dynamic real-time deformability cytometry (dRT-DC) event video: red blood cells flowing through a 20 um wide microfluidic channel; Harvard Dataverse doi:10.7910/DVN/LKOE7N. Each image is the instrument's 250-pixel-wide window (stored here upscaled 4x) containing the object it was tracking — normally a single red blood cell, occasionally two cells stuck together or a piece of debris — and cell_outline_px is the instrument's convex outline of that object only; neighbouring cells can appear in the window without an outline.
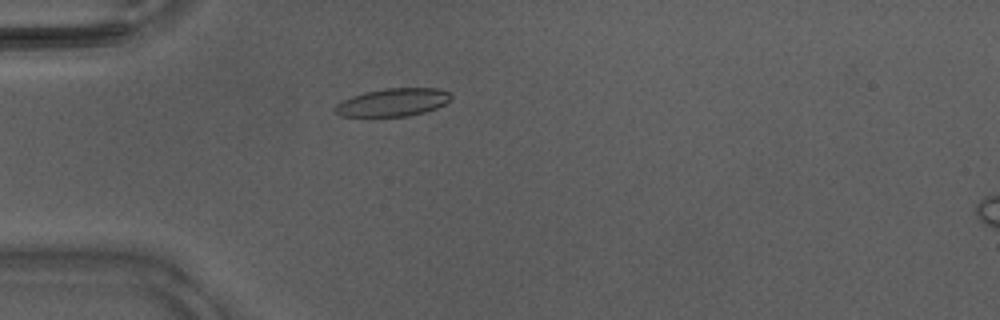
{"species": "Egyptian fruit bat (a non-hibernating species)", "species_latin": "Rousettus aegyptiacus", "temperature_condition": "warm", "stored_images_in_passage": 41, "camera_frame_rate_fps": 3000, "um_per_image_px": 0.085, "animal": {"sex": "male"}, "frame": {"image": 1, "passage_image": 9, "time_ms": 2.667, "image_size_px": [1000, 320], "cell_outline_px": [[452, 96], [444, 104], [436, 108], [424, 112], [408, 116], [340, 116], [332, 108], [336, 104], [352, 96], [364, 92], [388, 88], [440, 88], [448, 92]], "centroid_in_image_um": [33.38, 8.69], "position_along_channel_um": 51.6, "area_um2": 18.73}}
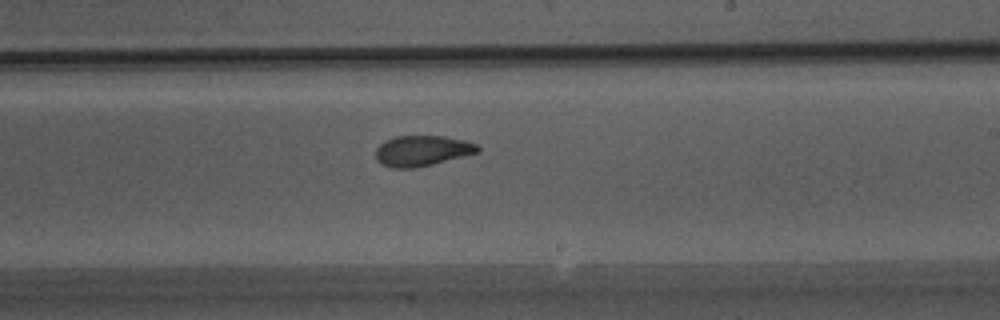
{"frame": {"image": 2, "passage_image": 23, "time_ms": 7.333, "image_size_px": [1000, 320], "cell_outline_px": [[480, 152], [432, 164], [412, 168], [392, 168], [380, 164], [376, 160], [376, 148], [384, 140], [396, 136], [444, 136], [464, 140], [476, 144], [480, 148]], "centroid_in_image_um": [35.86, 12.81], "position_along_channel_um": 253.1, "area_um2": 18.21}}
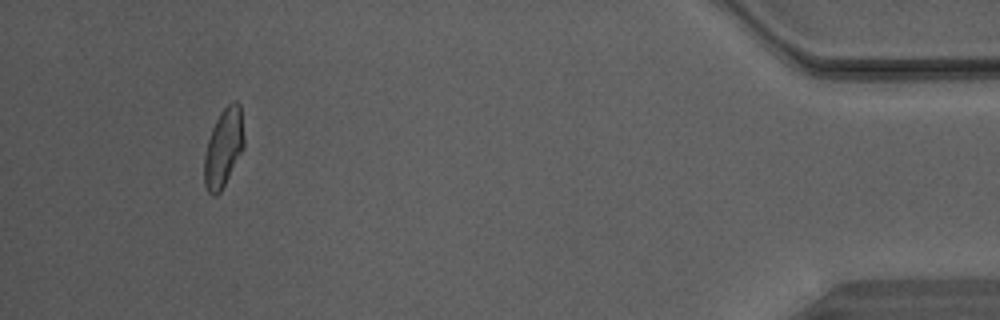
{"frame": {"image": 3, "passage_image": 38, "time_ms": 12.333, "image_size_px": [1000, 320], "cell_outline_px": [[244, 148], [220, 192], [216, 196], [212, 196], [208, 192], [204, 184], [204, 156], [208, 140], [212, 128], [220, 112], [232, 100], [236, 100], [240, 104], [244, 136]], "centroid_in_image_um": [19.0, 12.55], "position_along_channel_um": 416.2, "area_um2": 18.21}}